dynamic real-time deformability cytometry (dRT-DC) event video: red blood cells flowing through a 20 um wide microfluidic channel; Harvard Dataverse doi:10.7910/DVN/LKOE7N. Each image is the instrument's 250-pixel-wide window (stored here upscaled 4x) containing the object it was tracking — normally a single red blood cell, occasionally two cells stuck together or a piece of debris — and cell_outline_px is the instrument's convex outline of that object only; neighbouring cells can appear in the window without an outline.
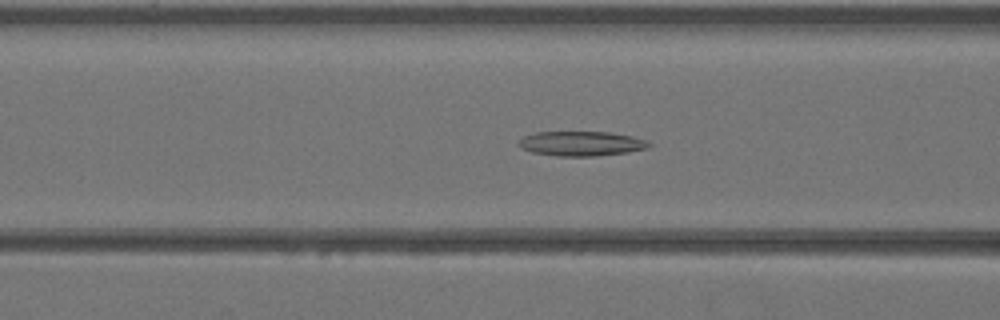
{"species": "Egyptian fruit bat (a non-hibernating species)", "species_latin": "Rousettus aegyptiacus", "temperature_condition": "warm", "stored_images_in_passage": 44, "camera_frame_rate_fps": 3000, "um_per_image_px": 0.085, "animal": {"sex": "female"}, "frame": {"image": 1, "passage_image": 18, "time_ms": 5.667, "image_size_px": [1000, 320], "cell_outline_px": [[652, 144], [648, 148], [628, 152], [596, 156], [556, 156], [532, 152], [520, 148], [516, 144], [524, 136], [536, 132], [608, 132], [632, 136], [644, 140]], "centroid_in_image_um": [49.38, 12.21], "position_along_channel_um": 117.2, "area_um2": 18.73}}
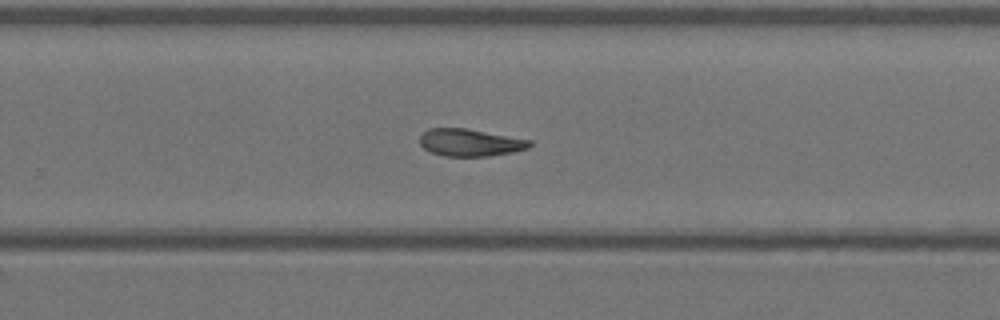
{"frame": {"image": 2, "passage_image": 29, "time_ms": 9.333, "image_size_px": [1000, 320], "cell_outline_px": [[532, 144], [528, 148], [512, 152], [488, 156], [444, 156], [432, 152], [424, 148], [420, 144], [420, 136], [428, 128], [464, 128], [532, 140]], "centroid_in_image_um": [39.95, 12.11], "position_along_channel_um": 289.8, "area_um2": 17.34}}
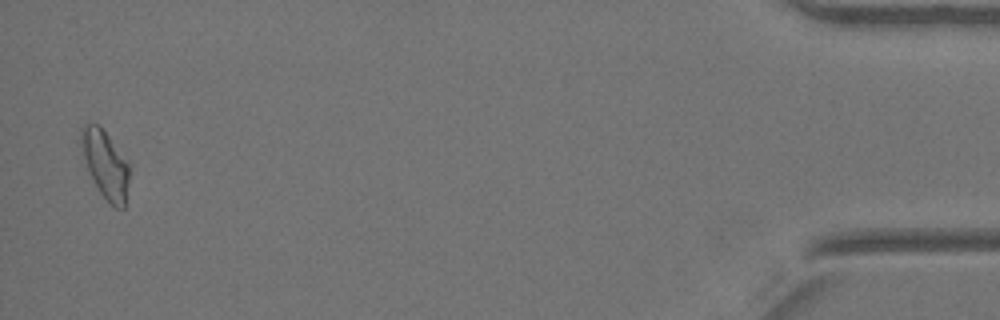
{"frame": {"image": 3, "passage_image": 43, "time_ms": 14.0, "image_size_px": [1000, 320], "cell_outline_px": [[132, 164], [124, 208], [116, 208], [100, 192], [88, 168], [84, 156], [80, 140], [80, 128], [84, 124], [100, 124]], "centroid_in_image_um": [9.02, 13.91], "position_along_channel_um": 426.2, "area_um2": 19.19}}